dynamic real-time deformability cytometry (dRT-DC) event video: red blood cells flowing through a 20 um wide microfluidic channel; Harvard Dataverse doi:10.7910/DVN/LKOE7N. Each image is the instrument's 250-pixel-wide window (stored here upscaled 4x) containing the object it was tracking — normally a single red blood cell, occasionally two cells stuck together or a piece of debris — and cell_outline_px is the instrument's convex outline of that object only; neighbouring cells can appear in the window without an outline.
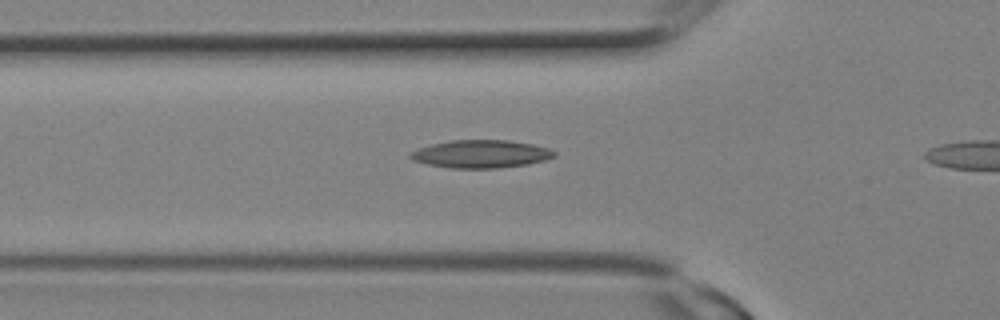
{"species": "Egyptian fruit bat (a non-hibernating species)", "species_latin": "Rousettus aegyptiacus", "temperature_condition": "room temperature", "stored_images_in_passage": 6, "camera_frame_rate_fps": 3000, "um_per_image_px": 0.085, "animal": {"sex": "female"}, "frame": {"image": 1, "passage_image": 5, "time_ms": 1.333, "image_size_px": [1000, 320], "cell_outline_px": [[556, 156], [544, 160], [528, 164], [496, 168], [452, 168], [428, 164], [412, 160], [408, 156], [408, 152], [432, 144], [448, 140], [508, 140], [532, 144], [548, 148], [556, 152]], "centroid_in_image_um": [40.86, 13.08], "position_along_channel_um": 84.9, "area_um2": 23.35}}